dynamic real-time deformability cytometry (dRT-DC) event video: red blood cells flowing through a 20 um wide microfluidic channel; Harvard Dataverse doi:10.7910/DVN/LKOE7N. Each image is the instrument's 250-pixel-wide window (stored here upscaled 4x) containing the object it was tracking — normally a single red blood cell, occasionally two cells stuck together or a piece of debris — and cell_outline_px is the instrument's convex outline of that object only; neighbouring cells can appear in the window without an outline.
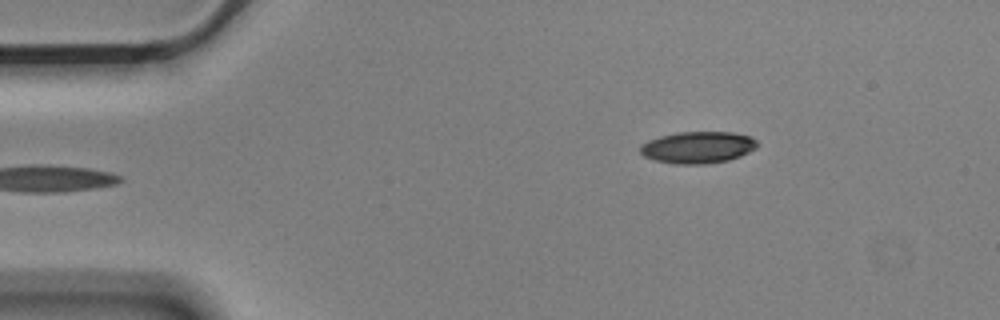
{"species": "Egyptian fruit bat (a non-hibernating species)", "species_latin": "Rousettus aegyptiacus", "temperature_condition": "cold", "stored_images_in_passage": 5, "camera_frame_rate_fps": 3000, "um_per_image_px": 0.085, "animal": {"sex": "male"}, "frame": {"image": 1, "passage_image": 5, "time_ms": 1.333, "image_size_px": [1000, 320], "cell_outline_px": [[760, 144], [756, 148], [740, 156], [728, 160], [708, 164], [672, 164], [652, 160], [644, 156], [640, 152], [640, 144], [648, 140], [660, 136], [676, 132], [732, 132], [752, 136]], "centroid_in_image_um": [59.31, 12.53], "position_along_channel_um": 25.7, "area_um2": 22.02}}